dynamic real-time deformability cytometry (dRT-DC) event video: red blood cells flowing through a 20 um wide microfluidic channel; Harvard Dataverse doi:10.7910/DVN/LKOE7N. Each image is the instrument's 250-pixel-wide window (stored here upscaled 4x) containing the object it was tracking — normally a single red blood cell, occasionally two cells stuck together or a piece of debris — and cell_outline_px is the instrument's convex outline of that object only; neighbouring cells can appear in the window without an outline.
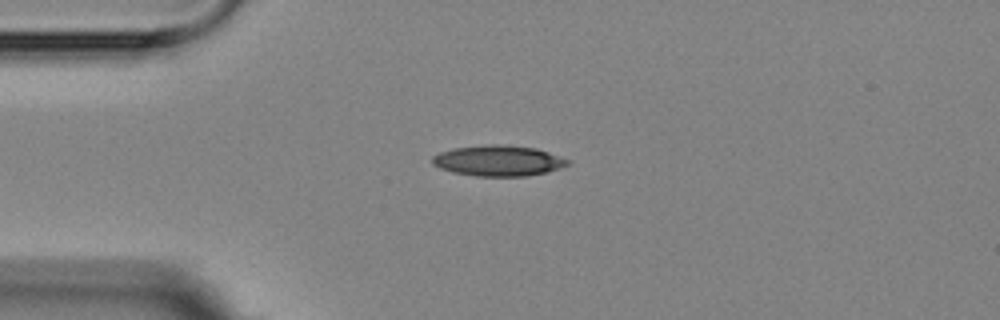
{"species": "Egyptian fruit bat (a non-hibernating species)", "species_latin": "Rousettus aegyptiacus", "temperature_condition": "room temperature", "stored_images_in_passage": 2, "camera_frame_rate_fps": 3000, "um_per_image_px": 0.085, "animal": {"sex": "female"}, "frame": {"image": 1, "passage_image": 2, "time_ms": 1.333, "image_size_px": [1000, 320], "cell_outline_px": [[572, 160], [568, 164], [560, 168], [544, 172], [524, 176], [476, 176], [452, 172], [440, 168], [432, 164], [432, 156], [440, 152], [452, 148], [492, 144], [500, 144], [536, 148]], "centroid_in_image_um": [42.34, 13.65], "position_along_channel_um": 42.7, "area_um2": 24.16}}